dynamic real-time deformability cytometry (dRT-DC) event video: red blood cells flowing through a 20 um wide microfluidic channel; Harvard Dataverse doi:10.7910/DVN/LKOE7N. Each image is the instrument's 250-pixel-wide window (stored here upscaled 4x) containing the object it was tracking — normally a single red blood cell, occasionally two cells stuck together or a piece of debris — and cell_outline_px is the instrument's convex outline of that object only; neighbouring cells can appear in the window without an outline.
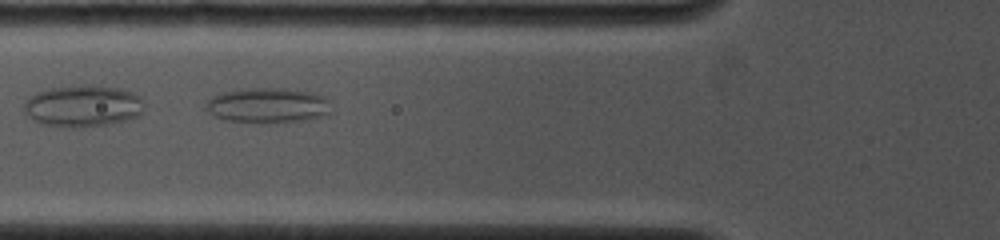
{"species": "common noctule bat (a hibernating species)", "species_latin": "Nyctalus noctula", "temperature_condition": "cold", "stored_images_in_passage": 21, "camera_frame_rate_fps": 4000, "um_per_image_px": 0.085, "animal": {"sex": "female", "body_mass_g": 19.0, "forearm_length_mm": 53.3}, "frame": {"image": 1, "passage_image": 6, "time_ms": 1.0, "image_size_px": [1000, 240], "cell_outline_px": [[332, 100], [328, 116], [308, 120], [268, 124], [260, 124], [224, 120], [208, 112], [204, 104], [212, 96], [224, 92], [240, 88], [288, 88], [312, 92], [324, 96]], "centroid_in_image_um": [22.81, 8.97], "position_along_channel_um": 103.0, "area_um2": 26.59}}
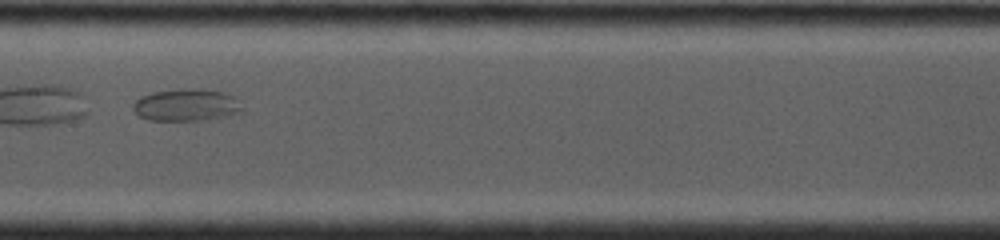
{"frame": {"image": 2, "passage_image": 20, "time_ms": 3.25, "image_size_px": [1000, 240], "cell_outline_px": [[244, 112], [200, 120], [148, 120], [140, 116], [132, 108], [132, 104], [140, 96], [152, 92], [176, 88], [200, 88], [224, 92], [240, 100], [244, 108]], "centroid_in_image_um": [15.85, 8.9], "position_along_channel_um": 191.5, "area_um2": 20.75}}